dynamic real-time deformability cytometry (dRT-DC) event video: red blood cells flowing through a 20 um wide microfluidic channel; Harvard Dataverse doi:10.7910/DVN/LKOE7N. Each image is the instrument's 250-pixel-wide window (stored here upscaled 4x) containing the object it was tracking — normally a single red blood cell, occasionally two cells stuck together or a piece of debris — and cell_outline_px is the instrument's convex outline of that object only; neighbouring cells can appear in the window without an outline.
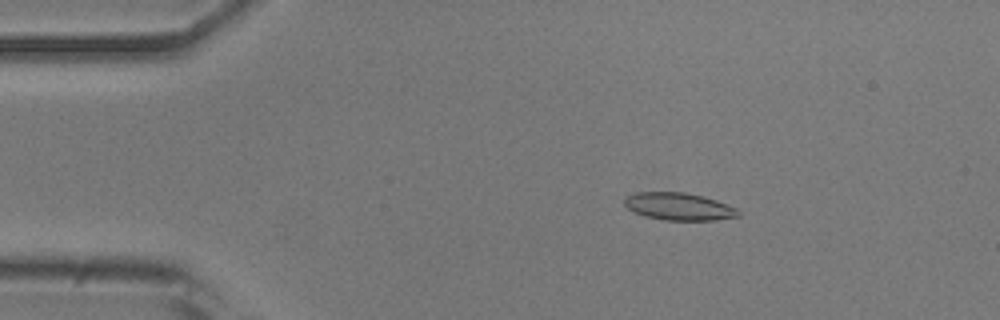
{"species": "common noctule bat (a hibernating species)", "species_latin": "Nyctalus noctula", "temperature_condition": "room temperature", "stored_images_in_passage": 51, "camera_frame_rate_fps": 3000, "um_per_image_px": 0.085, "animal": {"sex": "male", "body_mass_g": 20.5, "forearm_length_mm": 52.5}, "frame": {"image": 1, "passage_image": 8, "time_ms": 2.333, "image_size_px": [1000, 320], "cell_outline_px": [[740, 216], [716, 220], [664, 220], [644, 216], [628, 208], [624, 204], [624, 200], [628, 196], [636, 192], [684, 192], [716, 200], [736, 208], [740, 212]], "centroid_in_image_um": [57.71, 17.56], "position_along_channel_um": 27.3, "area_um2": 18.03}}
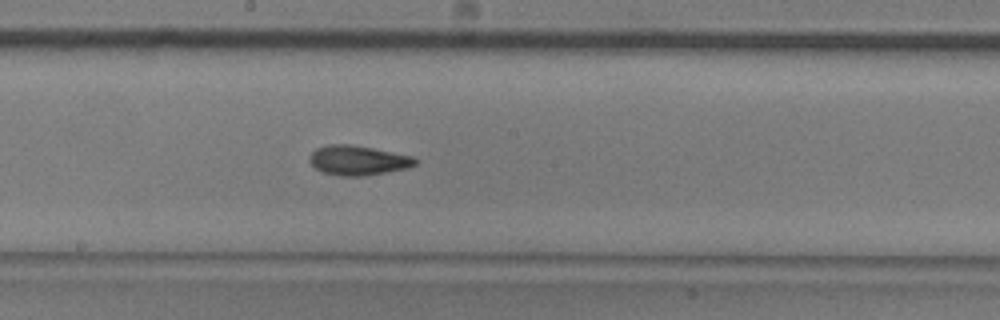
{"frame": {"image": 2, "passage_image": 27, "time_ms": 8.667, "image_size_px": [1000, 320], "cell_outline_px": [[420, 160], [416, 164], [408, 168], [388, 172], [364, 176], [340, 176], [320, 172], [308, 160], [312, 152], [316, 148], [328, 144], [348, 144], [372, 148], [412, 156]], "centroid_in_image_um": [30.43, 13.64], "position_along_channel_um": 217.8, "area_um2": 18.38}}
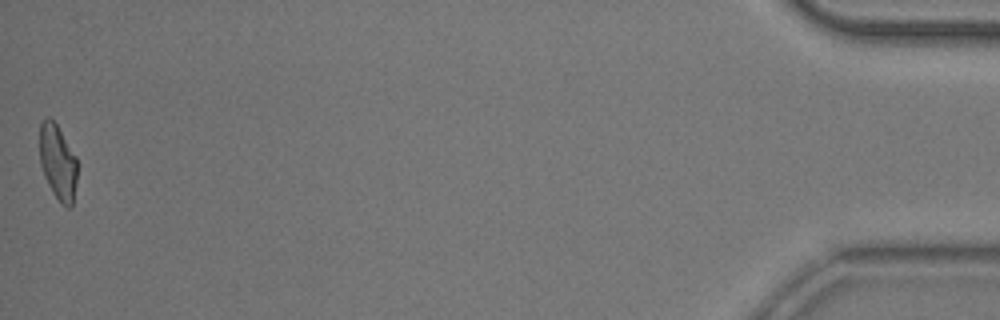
{"frame": {"image": 3, "passage_image": 51, "time_ms": 16.667, "image_size_px": [1000, 320], "cell_outline_px": [[76, 184], [72, 204], [68, 208], [60, 204], [52, 192], [44, 176], [40, 164], [40, 124], [48, 116], [56, 124], [76, 156]], "centroid_in_image_um": [4.9, 13.82], "position_along_channel_um": 430.3, "area_um2": 16.36}, "authors_computed_cell_mechanics": {"area_um2": 17.7446, "velocity_mm_per_s": 3.881, "shape_relaxation_time_tau1_ms": 4.8451, "shape_relaxation_time_tau2_ms": 3.1916, "deformation_change_tau1": 0.1556, "deformation_change_tau2": 0.0683}}